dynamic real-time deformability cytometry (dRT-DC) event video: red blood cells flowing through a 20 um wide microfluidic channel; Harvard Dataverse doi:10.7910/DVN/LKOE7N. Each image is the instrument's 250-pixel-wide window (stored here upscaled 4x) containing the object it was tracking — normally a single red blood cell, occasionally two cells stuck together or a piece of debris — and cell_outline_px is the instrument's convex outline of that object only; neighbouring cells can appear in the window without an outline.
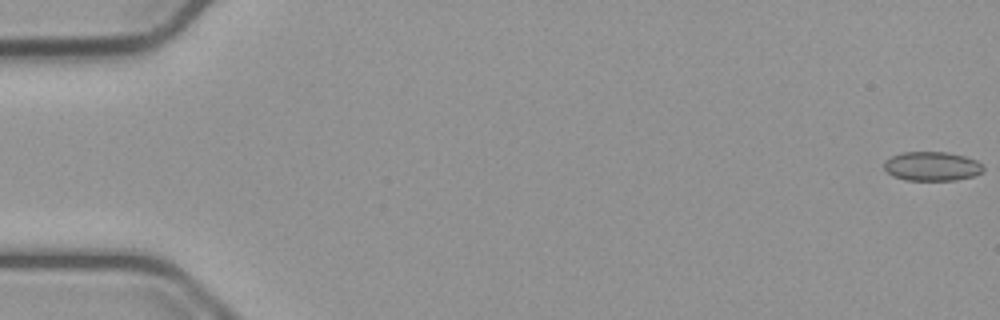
{"species": "common noctule bat (a hibernating species)", "species_latin": "Nyctalus noctula", "temperature_condition": "cold", "stored_images_in_passage": 55, "camera_frame_rate_fps": 3000, "um_per_image_px": 0.085, "animal": {"sex": "male", "body_mass_g": 23.1, "forearm_length_mm": 52.7}, "frame": {"image": 1, "passage_image": 1, "time_ms": 0.0, "image_size_px": [1000, 320], "cell_outline_px": [[984, 172], [972, 176], [956, 180], [904, 180], [892, 176], [884, 168], [884, 160], [900, 152], [948, 152], [964, 156], [976, 160], [984, 168]], "centroid_in_image_um": [79.19, 14.13], "position_along_channel_um": 5.8, "area_um2": 16.94}}
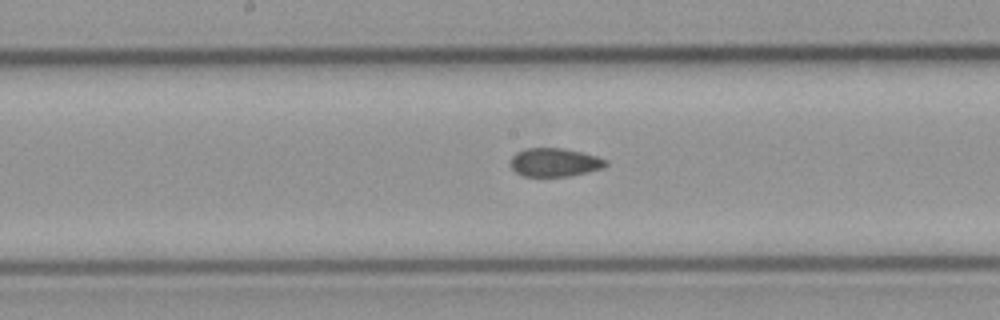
{"frame": {"image": 2, "passage_image": 29, "time_ms": 9.333, "image_size_px": [1000, 320], "cell_outline_px": [[608, 164], [604, 168], [588, 172], [568, 176], [524, 176], [516, 172], [508, 164], [512, 156], [516, 152], [524, 148], [560, 148], [580, 152], [596, 156], [608, 160]], "centroid_in_image_um": [47.13, 13.8], "position_along_channel_um": 201.1, "area_um2": 15.9}}
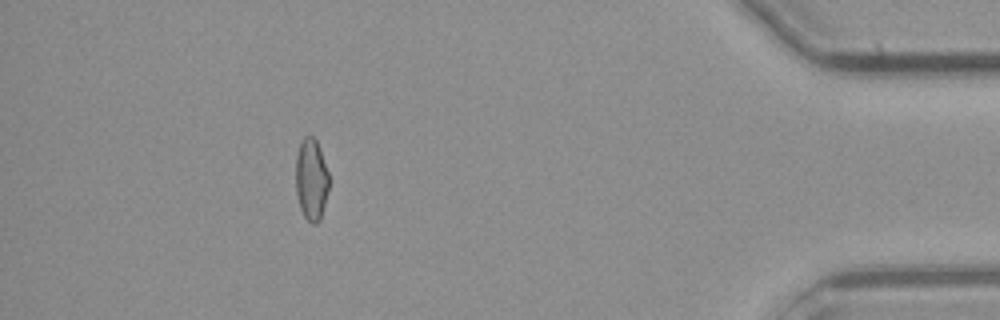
{"frame": {"image": 3, "passage_image": 50, "time_ms": 16.333, "image_size_px": [1000, 320], "cell_outline_px": [[328, 188], [320, 220], [316, 224], [312, 224], [304, 216], [300, 208], [296, 192], [296, 156], [300, 144], [304, 136], [312, 136], [316, 140], [328, 172]], "centroid_in_image_um": [26.44, 15.26], "position_along_channel_um": 408.8, "area_um2": 15.55}, "authors_computed_cell_mechanics": {"area_um2": 16.5886, "velocity_mm_per_s": 3.7722, "shape_relaxation_time_tau1_ms": null, "shape_relaxation_time_tau2_ms": 2.7272, "deformation_change_tau1": null, "deformation_change_tau2": 0.0749}}